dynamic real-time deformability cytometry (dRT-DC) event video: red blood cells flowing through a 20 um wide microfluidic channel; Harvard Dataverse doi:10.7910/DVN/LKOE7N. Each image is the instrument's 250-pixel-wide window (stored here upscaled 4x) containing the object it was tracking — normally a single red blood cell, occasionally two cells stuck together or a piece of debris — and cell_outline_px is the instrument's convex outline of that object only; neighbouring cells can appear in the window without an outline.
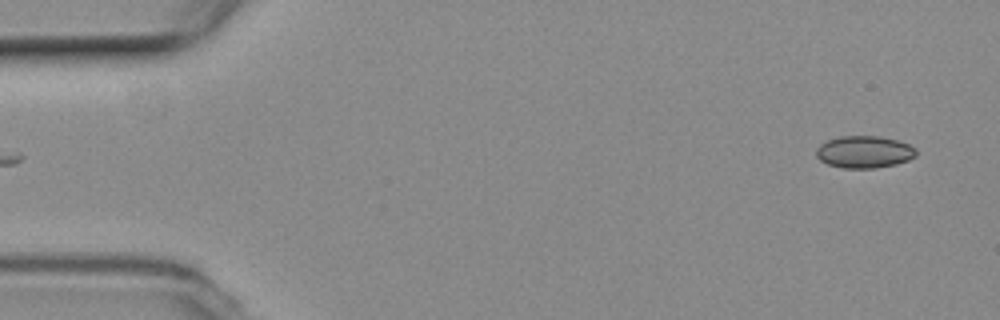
{"species": "common noctule bat (a hibernating species)", "species_latin": "Nyctalus noctula", "temperature_condition": "room temperature", "stored_images_in_passage": 52, "camera_frame_rate_fps": 3000, "um_per_image_px": 0.085, "animal": {"sex": "female", "body_mass_g": 19.3, "forearm_length_mm": 54.1}, "frame": {"image": 1, "passage_image": 1, "time_ms": 0.0, "image_size_px": [1000, 320], "cell_outline_px": [[916, 156], [908, 160], [896, 164], [876, 168], [844, 168], [828, 164], [820, 160], [816, 156], [816, 148], [820, 144], [828, 140], [840, 136], [880, 136], [896, 140], [908, 144], [916, 148]], "centroid_in_image_um": [73.46, 12.91], "position_along_channel_um": 11.5, "area_um2": 18.73}}
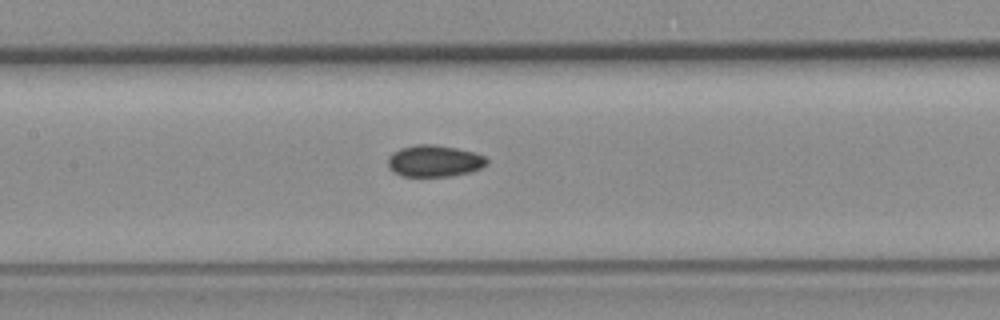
{"frame": {"image": 2, "passage_image": 23, "time_ms": 7.333, "image_size_px": [1000, 320], "cell_outline_px": [[488, 164], [472, 172], [452, 176], [400, 176], [388, 168], [388, 156], [392, 152], [400, 148], [416, 144], [432, 144], [456, 148], [476, 152], [484, 156], [488, 160]], "centroid_in_image_um": [36.92, 13.68], "position_along_channel_um": 170.5, "area_um2": 18.5}}
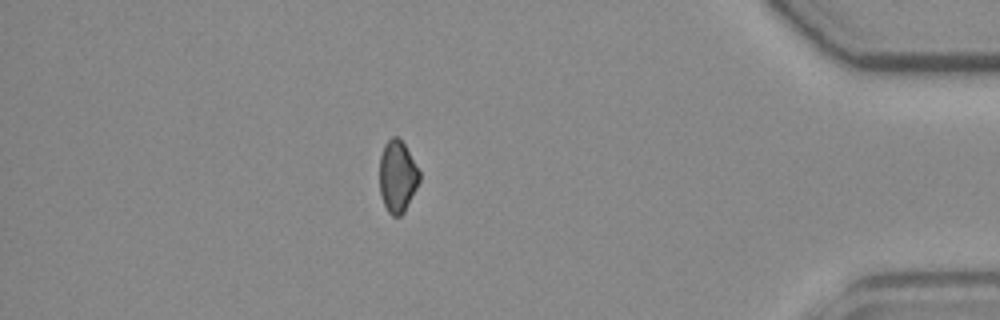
{"frame": {"image": 3, "passage_image": 45, "time_ms": 14.667, "image_size_px": [1000, 320], "cell_outline_px": [[420, 180], [404, 212], [400, 216], [392, 216], [388, 212], [384, 204], [380, 192], [380, 156], [384, 144], [392, 136], [396, 136], [404, 144], [420, 172]], "centroid_in_image_um": [33.77, 15.0], "position_along_channel_um": 401.4, "area_um2": 16.53}, "authors_computed_cell_mechanics": {"area_um2": 18.1203, "velocity_mm_per_s": 3.7775, "shape_relaxation_time_tau1_ms": null, "shape_relaxation_time_tau2_ms": 8.5415, "deformation_change_tau1": null, "deformation_change_tau2": 0.1055}}